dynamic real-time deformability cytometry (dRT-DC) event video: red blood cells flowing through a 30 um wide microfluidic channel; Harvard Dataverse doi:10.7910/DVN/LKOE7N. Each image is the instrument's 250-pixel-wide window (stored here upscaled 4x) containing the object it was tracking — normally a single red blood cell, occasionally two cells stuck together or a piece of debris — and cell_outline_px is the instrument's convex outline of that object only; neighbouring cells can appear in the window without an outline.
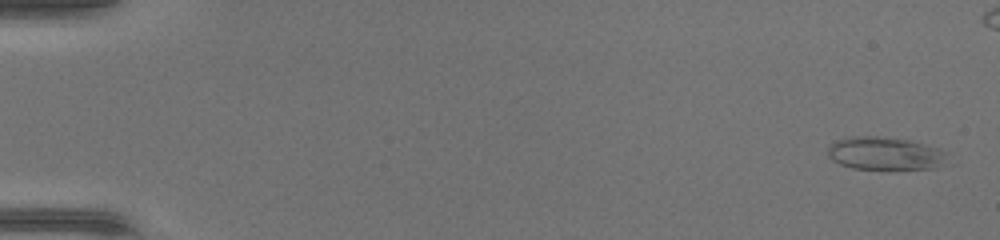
{"species": "common noctule bat (a hibernating species)", "species_latin": "Nyctalus noctula", "temperature_condition": "warm", "stored_images_in_passage": 44, "camera_frame_rate_fps": 3000, "um_per_image_px": 0.085, "animal": {"sex": "female", "body_mass_g": 17.0, "forearm_length_mm": 48.0}, "frame": {"image": 1, "passage_image": 2, "time_ms": 0.333, "image_size_px": [1000, 240], "cell_outline_px": [[956, 164], [936, 168], [852, 168], [840, 164], [832, 160], [828, 156], [828, 148], [836, 140], [848, 136], [876, 136], [912, 140], [948, 152]], "centroid_in_image_um": [75.38, 13.04], "position_along_channel_um": 9.6, "area_um2": 23.47}}
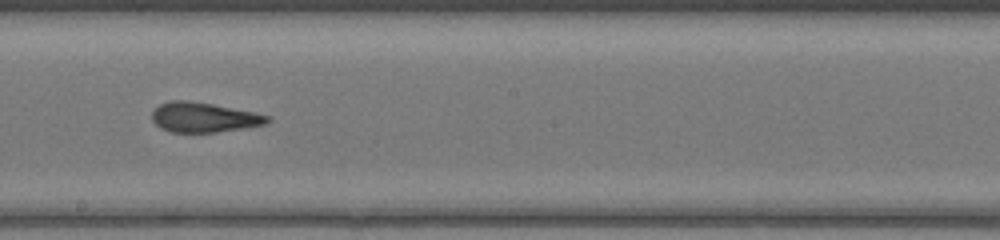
{"frame": {"image": 2, "passage_image": 28, "time_ms": 9.0, "image_size_px": [1000, 240], "cell_outline_px": [[272, 120], [268, 124], [244, 128], [216, 132], [172, 132], [160, 128], [152, 120], [152, 112], [160, 104], [172, 100], [188, 100], [212, 104], [256, 112], [272, 116]], "centroid_in_image_um": [17.38, 9.97], "position_along_channel_um": 230.8, "area_um2": 20.23}}
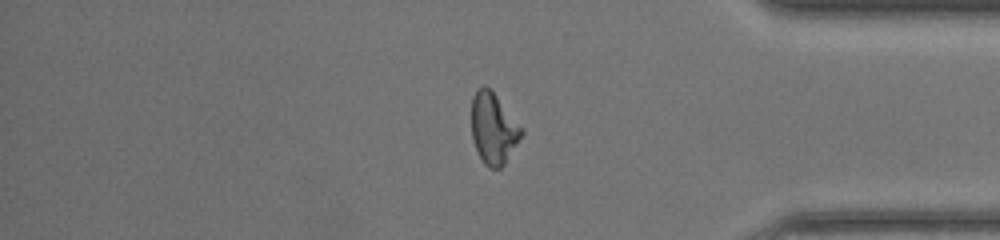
{"frame": {"image": 3, "passage_image": 40, "time_ms": 13.0, "image_size_px": [1000, 240], "cell_outline_px": [[524, 132], [504, 164], [500, 168], [488, 168], [480, 160], [472, 140], [472, 96], [484, 84], [496, 96], [524, 128]], "centroid_in_image_um": [41.94, 10.95], "position_along_channel_um": 393.3, "area_um2": 20.63}}